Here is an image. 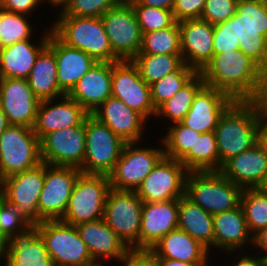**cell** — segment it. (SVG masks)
<instances>
[{
  "label": "cell",
  "mask_w": 267,
  "mask_h": 266,
  "mask_svg": "<svg viewBox=\"0 0 267 266\" xmlns=\"http://www.w3.org/2000/svg\"><path fill=\"white\" fill-rule=\"evenodd\" d=\"M205 85L203 76L198 72L173 97L156 109L155 117H166L171 124L181 122L188 113L197 92Z\"/></svg>",
  "instance_id": "35"
},
{
  "label": "cell",
  "mask_w": 267,
  "mask_h": 266,
  "mask_svg": "<svg viewBox=\"0 0 267 266\" xmlns=\"http://www.w3.org/2000/svg\"><path fill=\"white\" fill-rule=\"evenodd\" d=\"M44 179L45 163L42 162L34 168L7 177L0 182V194L16 205L30 224H39L38 200Z\"/></svg>",
  "instance_id": "15"
},
{
  "label": "cell",
  "mask_w": 267,
  "mask_h": 266,
  "mask_svg": "<svg viewBox=\"0 0 267 266\" xmlns=\"http://www.w3.org/2000/svg\"><path fill=\"white\" fill-rule=\"evenodd\" d=\"M48 46L55 53L59 88L65 95H68L97 61L86 52L68 46L52 31L49 35Z\"/></svg>",
  "instance_id": "25"
},
{
  "label": "cell",
  "mask_w": 267,
  "mask_h": 266,
  "mask_svg": "<svg viewBox=\"0 0 267 266\" xmlns=\"http://www.w3.org/2000/svg\"><path fill=\"white\" fill-rule=\"evenodd\" d=\"M250 254H241L239 253L238 260L232 263V266H267V261L263 260L262 258ZM240 256V257H239ZM238 261V262H237ZM236 262V263H235Z\"/></svg>",
  "instance_id": "52"
},
{
  "label": "cell",
  "mask_w": 267,
  "mask_h": 266,
  "mask_svg": "<svg viewBox=\"0 0 267 266\" xmlns=\"http://www.w3.org/2000/svg\"><path fill=\"white\" fill-rule=\"evenodd\" d=\"M200 73L205 85L225 92L235 101H252L266 74L241 50L213 55Z\"/></svg>",
  "instance_id": "1"
},
{
  "label": "cell",
  "mask_w": 267,
  "mask_h": 266,
  "mask_svg": "<svg viewBox=\"0 0 267 266\" xmlns=\"http://www.w3.org/2000/svg\"><path fill=\"white\" fill-rule=\"evenodd\" d=\"M142 5L172 10L175 0H138Z\"/></svg>",
  "instance_id": "54"
},
{
  "label": "cell",
  "mask_w": 267,
  "mask_h": 266,
  "mask_svg": "<svg viewBox=\"0 0 267 266\" xmlns=\"http://www.w3.org/2000/svg\"><path fill=\"white\" fill-rule=\"evenodd\" d=\"M180 162L190 171H220L217 139L214 131L201 133Z\"/></svg>",
  "instance_id": "34"
},
{
  "label": "cell",
  "mask_w": 267,
  "mask_h": 266,
  "mask_svg": "<svg viewBox=\"0 0 267 266\" xmlns=\"http://www.w3.org/2000/svg\"><path fill=\"white\" fill-rule=\"evenodd\" d=\"M10 125L6 115L3 113V110L0 108V138L6 128Z\"/></svg>",
  "instance_id": "57"
},
{
  "label": "cell",
  "mask_w": 267,
  "mask_h": 266,
  "mask_svg": "<svg viewBox=\"0 0 267 266\" xmlns=\"http://www.w3.org/2000/svg\"><path fill=\"white\" fill-rule=\"evenodd\" d=\"M150 250L156 258L189 263H209V250L179 228L166 234Z\"/></svg>",
  "instance_id": "31"
},
{
  "label": "cell",
  "mask_w": 267,
  "mask_h": 266,
  "mask_svg": "<svg viewBox=\"0 0 267 266\" xmlns=\"http://www.w3.org/2000/svg\"><path fill=\"white\" fill-rule=\"evenodd\" d=\"M198 72L183 62L176 70L150 85L151 100L155 109L173 97Z\"/></svg>",
  "instance_id": "39"
},
{
  "label": "cell",
  "mask_w": 267,
  "mask_h": 266,
  "mask_svg": "<svg viewBox=\"0 0 267 266\" xmlns=\"http://www.w3.org/2000/svg\"><path fill=\"white\" fill-rule=\"evenodd\" d=\"M158 266H211L209 263H189L168 258H156Z\"/></svg>",
  "instance_id": "53"
},
{
  "label": "cell",
  "mask_w": 267,
  "mask_h": 266,
  "mask_svg": "<svg viewBox=\"0 0 267 266\" xmlns=\"http://www.w3.org/2000/svg\"><path fill=\"white\" fill-rule=\"evenodd\" d=\"M220 172L242 189L262 187L267 177V150L258 141L248 150L228 160Z\"/></svg>",
  "instance_id": "22"
},
{
  "label": "cell",
  "mask_w": 267,
  "mask_h": 266,
  "mask_svg": "<svg viewBox=\"0 0 267 266\" xmlns=\"http://www.w3.org/2000/svg\"><path fill=\"white\" fill-rule=\"evenodd\" d=\"M178 25L183 61L197 72H201L214 55V25L201 19H185L179 21Z\"/></svg>",
  "instance_id": "19"
},
{
  "label": "cell",
  "mask_w": 267,
  "mask_h": 266,
  "mask_svg": "<svg viewBox=\"0 0 267 266\" xmlns=\"http://www.w3.org/2000/svg\"><path fill=\"white\" fill-rule=\"evenodd\" d=\"M234 32L239 50L267 74V0H238Z\"/></svg>",
  "instance_id": "4"
},
{
  "label": "cell",
  "mask_w": 267,
  "mask_h": 266,
  "mask_svg": "<svg viewBox=\"0 0 267 266\" xmlns=\"http://www.w3.org/2000/svg\"><path fill=\"white\" fill-rule=\"evenodd\" d=\"M263 190L267 191V177H266V180L264 182V184L262 185L261 187Z\"/></svg>",
  "instance_id": "60"
},
{
  "label": "cell",
  "mask_w": 267,
  "mask_h": 266,
  "mask_svg": "<svg viewBox=\"0 0 267 266\" xmlns=\"http://www.w3.org/2000/svg\"><path fill=\"white\" fill-rule=\"evenodd\" d=\"M249 233L254 236L267 227V191L261 187L244 188L240 197Z\"/></svg>",
  "instance_id": "37"
},
{
  "label": "cell",
  "mask_w": 267,
  "mask_h": 266,
  "mask_svg": "<svg viewBox=\"0 0 267 266\" xmlns=\"http://www.w3.org/2000/svg\"><path fill=\"white\" fill-rule=\"evenodd\" d=\"M138 54H181V33L178 22L171 27L143 34Z\"/></svg>",
  "instance_id": "38"
},
{
  "label": "cell",
  "mask_w": 267,
  "mask_h": 266,
  "mask_svg": "<svg viewBox=\"0 0 267 266\" xmlns=\"http://www.w3.org/2000/svg\"><path fill=\"white\" fill-rule=\"evenodd\" d=\"M31 224L18 211L16 205L0 194V233L8 241L12 236L24 231Z\"/></svg>",
  "instance_id": "43"
},
{
  "label": "cell",
  "mask_w": 267,
  "mask_h": 266,
  "mask_svg": "<svg viewBox=\"0 0 267 266\" xmlns=\"http://www.w3.org/2000/svg\"><path fill=\"white\" fill-rule=\"evenodd\" d=\"M260 116L253 101H234L221 115L214 129L222 166L259 141Z\"/></svg>",
  "instance_id": "2"
},
{
  "label": "cell",
  "mask_w": 267,
  "mask_h": 266,
  "mask_svg": "<svg viewBox=\"0 0 267 266\" xmlns=\"http://www.w3.org/2000/svg\"><path fill=\"white\" fill-rule=\"evenodd\" d=\"M120 0H70L65 9L57 16L94 17L101 16Z\"/></svg>",
  "instance_id": "44"
},
{
  "label": "cell",
  "mask_w": 267,
  "mask_h": 266,
  "mask_svg": "<svg viewBox=\"0 0 267 266\" xmlns=\"http://www.w3.org/2000/svg\"><path fill=\"white\" fill-rule=\"evenodd\" d=\"M112 62H96L68 96L89 114L112 97Z\"/></svg>",
  "instance_id": "27"
},
{
  "label": "cell",
  "mask_w": 267,
  "mask_h": 266,
  "mask_svg": "<svg viewBox=\"0 0 267 266\" xmlns=\"http://www.w3.org/2000/svg\"><path fill=\"white\" fill-rule=\"evenodd\" d=\"M234 101L225 92L204 85L197 92L181 123L200 133L212 132L217 127L221 115Z\"/></svg>",
  "instance_id": "21"
},
{
  "label": "cell",
  "mask_w": 267,
  "mask_h": 266,
  "mask_svg": "<svg viewBox=\"0 0 267 266\" xmlns=\"http://www.w3.org/2000/svg\"><path fill=\"white\" fill-rule=\"evenodd\" d=\"M200 135V132L184 126L181 122L170 124L167 134L161 140L164 156L180 161L190 150H194V143Z\"/></svg>",
  "instance_id": "40"
},
{
  "label": "cell",
  "mask_w": 267,
  "mask_h": 266,
  "mask_svg": "<svg viewBox=\"0 0 267 266\" xmlns=\"http://www.w3.org/2000/svg\"><path fill=\"white\" fill-rule=\"evenodd\" d=\"M85 139V156L79 170L84 174L108 175L126 142L91 114L85 118Z\"/></svg>",
  "instance_id": "8"
},
{
  "label": "cell",
  "mask_w": 267,
  "mask_h": 266,
  "mask_svg": "<svg viewBox=\"0 0 267 266\" xmlns=\"http://www.w3.org/2000/svg\"><path fill=\"white\" fill-rule=\"evenodd\" d=\"M51 31V27L46 28L38 43L25 39L0 48V78L28 79L38 55L48 45Z\"/></svg>",
  "instance_id": "28"
},
{
  "label": "cell",
  "mask_w": 267,
  "mask_h": 266,
  "mask_svg": "<svg viewBox=\"0 0 267 266\" xmlns=\"http://www.w3.org/2000/svg\"><path fill=\"white\" fill-rule=\"evenodd\" d=\"M40 100L33 93L28 79H0V108L10 125L33 128Z\"/></svg>",
  "instance_id": "18"
},
{
  "label": "cell",
  "mask_w": 267,
  "mask_h": 266,
  "mask_svg": "<svg viewBox=\"0 0 267 266\" xmlns=\"http://www.w3.org/2000/svg\"><path fill=\"white\" fill-rule=\"evenodd\" d=\"M57 17L50 26L62 42L86 52L97 62L121 61L112 51L101 18Z\"/></svg>",
  "instance_id": "3"
},
{
  "label": "cell",
  "mask_w": 267,
  "mask_h": 266,
  "mask_svg": "<svg viewBox=\"0 0 267 266\" xmlns=\"http://www.w3.org/2000/svg\"><path fill=\"white\" fill-rule=\"evenodd\" d=\"M111 189L108 175L81 173L61 221L70 225L102 219Z\"/></svg>",
  "instance_id": "6"
},
{
  "label": "cell",
  "mask_w": 267,
  "mask_h": 266,
  "mask_svg": "<svg viewBox=\"0 0 267 266\" xmlns=\"http://www.w3.org/2000/svg\"><path fill=\"white\" fill-rule=\"evenodd\" d=\"M178 228L208 250L214 248L213 216L186 195L178 199Z\"/></svg>",
  "instance_id": "32"
},
{
  "label": "cell",
  "mask_w": 267,
  "mask_h": 266,
  "mask_svg": "<svg viewBox=\"0 0 267 266\" xmlns=\"http://www.w3.org/2000/svg\"><path fill=\"white\" fill-rule=\"evenodd\" d=\"M40 163V140L33 128L9 125L0 138V182Z\"/></svg>",
  "instance_id": "7"
},
{
  "label": "cell",
  "mask_w": 267,
  "mask_h": 266,
  "mask_svg": "<svg viewBox=\"0 0 267 266\" xmlns=\"http://www.w3.org/2000/svg\"><path fill=\"white\" fill-rule=\"evenodd\" d=\"M176 228H178V199L143 202L139 249H150Z\"/></svg>",
  "instance_id": "24"
},
{
  "label": "cell",
  "mask_w": 267,
  "mask_h": 266,
  "mask_svg": "<svg viewBox=\"0 0 267 266\" xmlns=\"http://www.w3.org/2000/svg\"><path fill=\"white\" fill-rule=\"evenodd\" d=\"M119 261L123 266H158L156 257L150 249H129Z\"/></svg>",
  "instance_id": "48"
},
{
  "label": "cell",
  "mask_w": 267,
  "mask_h": 266,
  "mask_svg": "<svg viewBox=\"0 0 267 266\" xmlns=\"http://www.w3.org/2000/svg\"><path fill=\"white\" fill-rule=\"evenodd\" d=\"M136 14L142 34L171 27L176 21L172 10L142 5L138 0H127Z\"/></svg>",
  "instance_id": "42"
},
{
  "label": "cell",
  "mask_w": 267,
  "mask_h": 266,
  "mask_svg": "<svg viewBox=\"0 0 267 266\" xmlns=\"http://www.w3.org/2000/svg\"><path fill=\"white\" fill-rule=\"evenodd\" d=\"M143 201L135 191L110 189L104 221L129 249H139Z\"/></svg>",
  "instance_id": "9"
},
{
  "label": "cell",
  "mask_w": 267,
  "mask_h": 266,
  "mask_svg": "<svg viewBox=\"0 0 267 266\" xmlns=\"http://www.w3.org/2000/svg\"><path fill=\"white\" fill-rule=\"evenodd\" d=\"M27 16L0 8V48L25 39H32L33 28Z\"/></svg>",
  "instance_id": "41"
},
{
  "label": "cell",
  "mask_w": 267,
  "mask_h": 266,
  "mask_svg": "<svg viewBox=\"0 0 267 266\" xmlns=\"http://www.w3.org/2000/svg\"><path fill=\"white\" fill-rule=\"evenodd\" d=\"M75 167L52 166L45 163V179L38 200L39 223L61 220L78 176Z\"/></svg>",
  "instance_id": "14"
},
{
  "label": "cell",
  "mask_w": 267,
  "mask_h": 266,
  "mask_svg": "<svg viewBox=\"0 0 267 266\" xmlns=\"http://www.w3.org/2000/svg\"><path fill=\"white\" fill-rule=\"evenodd\" d=\"M188 172L180 161L163 156L135 192L143 202L179 199L185 195Z\"/></svg>",
  "instance_id": "13"
},
{
  "label": "cell",
  "mask_w": 267,
  "mask_h": 266,
  "mask_svg": "<svg viewBox=\"0 0 267 266\" xmlns=\"http://www.w3.org/2000/svg\"><path fill=\"white\" fill-rule=\"evenodd\" d=\"M112 97L124 102L140 113L147 121L155 116L150 86L140 77L138 68L131 60L112 62Z\"/></svg>",
  "instance_id": "16"
},
{
  "label": "cell",
  "mask_w": 267,
  "mask_h": 266,
  "mask_svg": "<svg viewBox=\"0 0 267 266\" xmlns=\"http://www.w3.org/2000/svg\"><path fill=\"white\" fill-rule=\"evenodd\" d=\"M7 247V240L3 237V235L0 233V261H3L5 251Z\"/></svg>",
  "instance_id": "58"
},
{
  "label": "cell",
  "mask_w": 267,
  "mask_h": 266,
  "mask_svg": "<svg viewBox=\"0 0 267 266\" xmlns=\"http://www.w3.org/2000/svg\"><path fill=\"white\" fill-rule=\"evenodd\" d=\"M131 61L138 68L140 77L149 86L176 70L184 62L182 54H137Z\"/></svg>",
  "instance_id": "36"
},
{
  "label": "cell",
  "mask_w": 267,
  "mask_h": 266,
  "mask_svg": "<svg viewBox=\"0 0 267 266\" xmlns=\"http://www.w3.org/2000/svg\"><path fill=\"white\" fill-rule=\"evenodd\" d=\"M101 19L113 53L121 61L132 60L140 52L143 34L131 3L120 0Z\"/></svg>",
  "instance_id": "10"
},
{
  "label": "cell",
  "mask_w": 267,
  "mask_h": 266,
  "mask_svg": "<svg viewBox=\"0 0 267 266\" xmlns=\"http://www.w3.org/2000/svg\"><path fill=\"white\" fill-rule=\"evenodd\" d=\"M4 266H52L45 243L40 236V226L31 224L7 241Z\"/></svg>",
  "instance_id": "26"
},
{
  "label": "cell",
  "mask_w": 267,
  "mask_h": 266,
  "mask_svg": "<svg viewBox=\"0 0 267 266\" xmlns=\"http://www.w3.org/2000/svg\"><path fill=\"white\" fill-rule=\"evenodd\" d=\"M91 115L106 124L125 142H141L146 122L140 113L130 109L124 102L114 97L108 98Z\"/></svg>",
  "instance_id": "23"
},
{
  "label": "cell",
  "mask_w": 267,
  "mask_h": 266,
  "mask_svg": "<svg viewBox=\"0 0 267 266\" xmlns=\"http://www.w3.org/2000/svg\"><path fill=\"white\" fill-rule=\"evenodd\" d=\"M42 5L40 0H0V8L12 13L32 15Z\"/></svg>",
  "instance_id": "49"
},
{
  "label": "cell",
  "mask_w": 267,
  "mask_h": 266,
  "mask_svg": "<svg viewBox=\"0 0 267 266\" xmlns=\"http://www.w3.org/2000/svg\"><path fill=\"white\" fill-rule=\"evenodd\" d=\"M38 225L40 236L53 263L78 266L93 261L75 225L61 220H44Z\"/></svg>",
  "instance_id": "11"
},
{
  "label": "cell",
  "mask_w": 267,
  "mask_h": 266,
  "mask_svg": "<svg viewBox=\"0 0 267 266\" xmlns=\"http://www.w3.org/2000/svg\"><path fill=\"white\" fill-rule=\"evenodd\" d=\"M252 101L257 106L260 119H267V74L264 75L257 95Z\"/></svg>",
  "instance_id": "50"
},
{
  "label": "cell",
  "mask_w": 267,
  "mask_h": 266,
  "mask_svg": "<svg viewBox=\"0 0 267 266\" xmlns=\"http://www.w3.org/2000/svg\"><path fill=\"white\" fill-rule=\"evenodd\" d=\"M60 99L61 101H58ZM88 115L89 113L68 95L57 100H42L38 105L33 131L40 140L48 133L80 126Z\"/></svg>",
  "instance_id": "20"
},
{
  "label": "cell",
  "mask_w": 267,
  "mask_h": 266,
  "mask_svg": "<svg viewBox=\"0 0 267 266\" xmlns=\"http://www.w3.org/2000/svg\"><path fill=\"white\" fill-rule=\"evenodd\" d=\"M40 2L43 4L47 2L48 4L52 5L54 8H59V12H62L65 7L69 4L70 0H40Z\"/></svg>",
  "instance_id": "56"
},
{
  "label": "cell",
  "mask_w": 267,
  "mask_h": 266,
  "mask_svg": "<svg viewBox=\"0 0 267 266\" xmlns=\"http://www.w3.org/2000/svg\"><path fill=\"white\" fill-rule=\"evenodd\" d=\"M28 82L40 101L65 96L58 85L55 53L48 45L38 55Z\"/></svg>",
  "instance_id": "33"
},
{
  "label": "cell",
  "mask_w": 267,
  "mask_h": 266,
  "mask_svg": "<svg viewBox=\"0 0 267 266\" xmlns=\"http://www.w3.org/2000/svg\"><path fill=\"white\" fill-rule=\"evenodd\" d=\"M52 266H67V265L53 263Z\"/></svg>",
  "instance_id": "61"
},
{
  "label": "cell",
  "mask_w": 267,
  "mask_h": 266,
  "mask_svg": "<svg viewBox=\"0 0 267 266\" xmlns=\"http://www.w3.org/2000/svg\"><path fill=\"white\" fill-rule=\"evenodd\" d=\"M239 50V39L234 32V16L225 22L214 25L213 52L220 54L226 51Z\"/></svg>",
  "instance_id": "45"
},
{
  "label": "cell",
  "mask_w": 267,
  "mask_h": 266,
  "mask_svg": "<svg viewBox=\"0 0 267 266\" xmlns=\"http://www.w3.org/2000/svg\"><path fill=\"white\" fill-rule=\"evenodd\" d=\"M104 263L103 260L100 261H92L84 265H78V266H102L101 264Z\"/></svg>",
  "instance_id": "59"
},
{
  "label": "cell",
  "mask_w": 267,
  "mask_h": 266,
  "mask_svg": "<svg viewBox=\"0 0 267 266\" xmlns=\"http://www.w3.org/2000/svg\"><path fill=\"white\" fill-rule=\"evenodd\" d=\"M259 141L267 150V119H260Z\"/></svg>",
  "instance_id": "55"
},
{
  "label": "cell",
  "mask_w": 267,
  "mask_h": 266,
  "mask_svg": "<svg viewBox=\"0 0 267 266\" xmlns=\"http://www.w3.org/2000/svg\"><path fill=\"white\" fill-rule=\"evenodd\" d=\"M76 228L94 261L108 258L118 261L129 250L103 218L80 223Z\"/></svg>",
  "instance_id": "30"
},
{
  "label": "cell",
  "mask_w": 267,
  "mask_h": 266,
  "mask_svg": "<svg viewBox=\"0 0 267 266\" xmlns=\"http://www.w3.org/2000/svg\"><path fill=\"white\" fill-rule=\"evenodd\" d=\"M138 143L140 142H126L121 156L108 174L111 188L136 191L164 156V148L146 146L143 148Z\"/></svg>",
  "instance_id": "12"
},
{
  "label": "cell",
  "mask_w": 267,
  "mask_h": 266,
  "mask_svg": "<svg viewBox=\"0 0 267 266\" xmlns=\"http://www.w3.org/2000/svg\"><path fill=\"white\" fill-rule=\"evenodd\" d=\"M85 120L80 126L65 128L40 139L42 162L52 166L82 167L85 156Z\"/></svg>",
  "instance_id": "17"
},
{
  "label": "cell",
  "mask_w": 267,
  "mask_h": 266,
  "mask_svg": "<svg viewBox=\"0 0 267 266\" xmlns=\"http://www.w3.org/2000/svg\"><path fill=\"white\" fill-rule=\"evenodd\" d=\"M213 229L214 248L223 250L228 255L234 251L235 253L244 251L243 247L253 244V236L248 231L241 205L233 210L213 215Z\"/></svg>",
  "instance_id": "29"
},
{
  "label": "cell",
  "mask_w": 267,
  "mask_h": 266,
  "mask_svg": "<svg viewBox=\"0 0 267 266\" xmlns=\"http://www.w3.org/2000/svg\"><path fill=\"white\" fill-rule=\"evenodd\" d=\"M252 246L256 247L257 250L259 249L260 252L262 251L264 255H259V257L267 261V227L253 236Z\"/></svg>",
  "instance_id": "51"
},
{
  "label": "cell",
  "mask_w": 267,
  "mask_h": 266,
  "mask_svg": "<svg viewBox=\"0 0 267 266\" xmlns=\"http://www.w3.org/2000/svg\"><path fill=\"white\" fill-rule=\"evenodd\" d=\"M242 190L220 171H190L186 177L185 195L212 216L237 208Z\"/></svg>",
  "instance_id": "5"
},
{
  "label": "cell",
  "mask_w": 267,
  "mask_h": 266,
  "mask_svg": "<svg viewBox=\"0 0 267 266\" xmlns=\"http://www.w3.org/2000/svg\"><path fill=\"white\" fill-rule=\"evenodd\" d=\"M206 0H175L172 12L176 22L200 19Z\"/></svg>",
  "instance_id": "47"
},
{
  "label": "cell",
  "mask_w": 267,
  "mask_h": 266,
  "mask_svg": "<svg viewBox=\"0 0 267 266\" xmlns=\"http://www.w3.org/2000/svg\"><path fill=\"white\" fill-rule=\"evenodd\" d=\"M238 0H206L200 19L216 25L235 16Z\"/></svg>",
  "instance_id": "46"
}]
</instances>
